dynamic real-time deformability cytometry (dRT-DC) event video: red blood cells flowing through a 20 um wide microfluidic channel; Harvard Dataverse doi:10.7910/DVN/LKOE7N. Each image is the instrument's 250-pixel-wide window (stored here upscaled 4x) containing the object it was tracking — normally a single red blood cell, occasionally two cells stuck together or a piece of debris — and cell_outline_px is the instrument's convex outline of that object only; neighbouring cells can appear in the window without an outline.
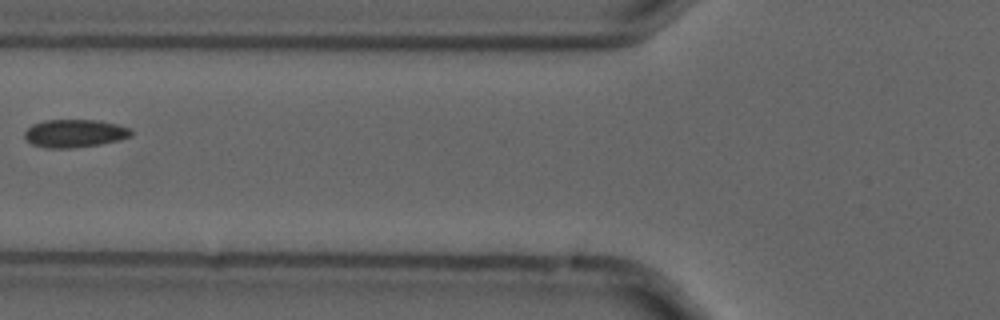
{"species": "common noctule bat (a hibernating species)", "species_latin": "Nyctalus noctula", "temperature_condition": "cold", "stored_images_in_passage": 6, "camera_frame_rate_fps": 3000, "um_per_image_px": 0.085, "animal": {"sex": "male", "forearm_length_mm": 52.5}, "frame": {"image": 1, "passage_image": 6, "time_ms": 1.667, "image_size_px": [1000, 320], "cell_outline_px": [[132, 136], [120, 140], [100, 144], [72, 148], [44, 148], [32, 144], [24, 136], [24, 132], [32, 124], [44, 120], [96, 120], [116, 124], [128, 128], [132, 132]], "centroid_in_image_um": [6.33, 11.34], "position_along_channel_um": 119.5, "area_um2": 17.34}}